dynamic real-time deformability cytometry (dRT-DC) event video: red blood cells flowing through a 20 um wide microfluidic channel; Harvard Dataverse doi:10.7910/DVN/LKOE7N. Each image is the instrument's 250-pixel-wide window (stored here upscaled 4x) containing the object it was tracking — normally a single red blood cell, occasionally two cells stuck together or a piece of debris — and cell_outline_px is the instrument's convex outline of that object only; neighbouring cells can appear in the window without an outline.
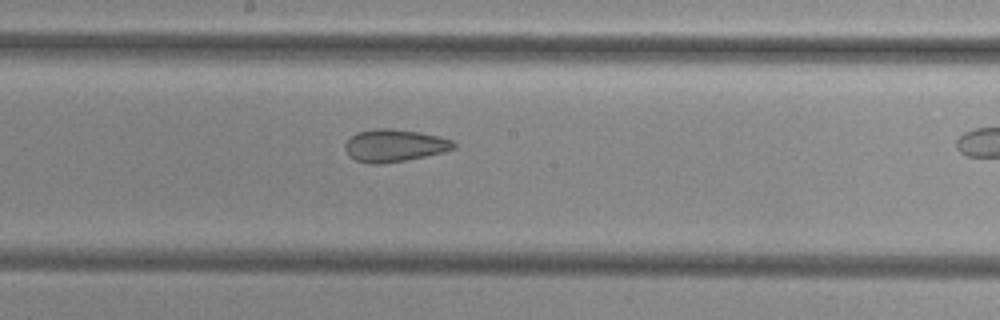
{"species": "common noctule bat (a hibernating species)", "species_latin": "Nyctalus noctula", "temperature_condition": "cold", "stored_images_in_passage": 16, "camera_frame_rate_fps": 3000, "um_per_image_px": 0.085, "animal": {"sex": "female", "body_mass_g": 29.2, "forearm_length_mm": 56.3}, "frame": {"image": 1, "passage_image": 12, "time_ms": 3.667, "image_size_px": [1000, 320], "cell_outline_px": [[456, 148], [444, 152], [404, 160], [380, 164], [368, 164], [356, 160], [348, 156], [344, 148], [344, 144], [356, 132], [372, 128], [392, 128], [420, 132], [440, 136], [452, 140], [456, 144]], "centroid_in_image_um": [33.51, 12.36], "position_along_channel_um": 214.7, "area_um2": 20.75}}